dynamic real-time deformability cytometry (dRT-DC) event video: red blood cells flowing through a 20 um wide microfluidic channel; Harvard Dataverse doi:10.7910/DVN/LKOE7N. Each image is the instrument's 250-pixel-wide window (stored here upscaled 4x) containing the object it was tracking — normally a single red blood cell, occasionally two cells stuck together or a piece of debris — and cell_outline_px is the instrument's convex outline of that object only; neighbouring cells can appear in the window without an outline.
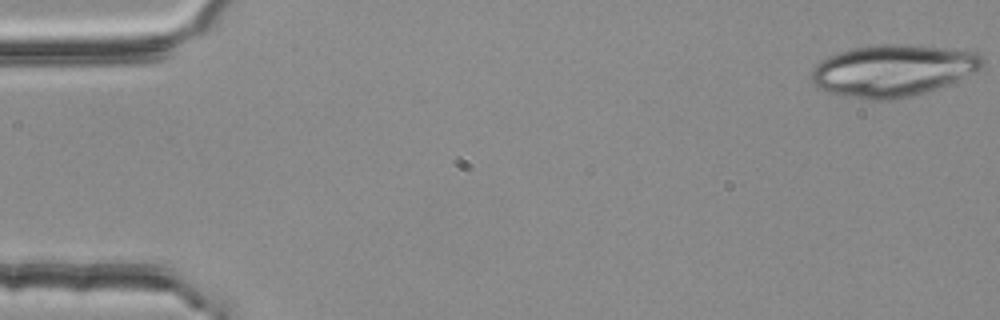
{"species": "common noctule bat (a hibernating species)", "species_latin": "Nyctalus noctula", "temperature_condition": "room temperature", "stored_images_in_passage": 4, "camera_frame_rate_fps": 3000, "um_per_image_px": 0.085, "animal": {"sex": "female", "body_mass_g": 25.1}, "frame": {"image": 1, "passage_image": 1, "time_ms": 0.0, "image_size_px": [1000, 320], "cell_outline_px": [[984, 68], [948, 84], [924, 92], [908, 96], [884, 100], [868, 100], [828, 92], [816, 88], [812, 80], [812, 68], [820, 60], [828, 56], [852, 48], [880, 44], [912, 44], [964, 48], [976, 52], [984, 56]], "centroid_in_image_um": [75.95, 5.96], "position_along_channel_um": 9.0, "area_um2": 52.14}}